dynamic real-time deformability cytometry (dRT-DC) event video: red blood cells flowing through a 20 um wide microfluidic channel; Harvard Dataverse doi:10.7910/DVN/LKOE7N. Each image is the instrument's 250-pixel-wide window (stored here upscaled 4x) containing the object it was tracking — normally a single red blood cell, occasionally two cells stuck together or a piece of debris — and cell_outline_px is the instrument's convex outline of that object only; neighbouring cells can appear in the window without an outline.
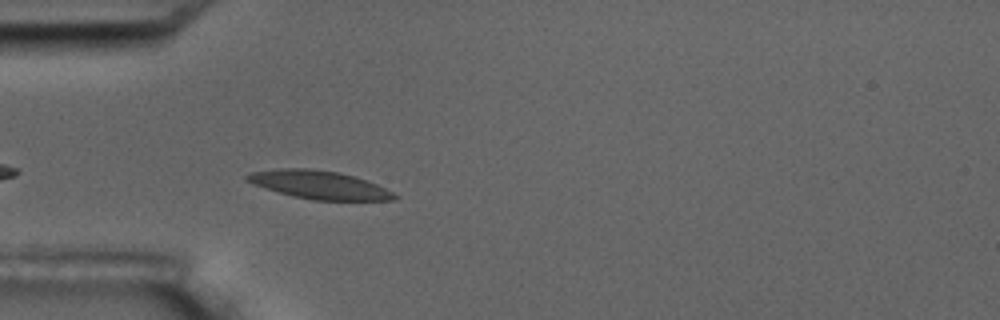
{"species": "common noctule bat (a hibernating species)", "species_latin": "Nyctalus noctula", "temperature_condition": "room temperature", "stored_images_in_passage": 4, "camera_frame_rate_fps": 3000, "um_per_image_px": 0.085, "animal": {"sex": "male", "body_mass_g": 17.5, "forearm_length_mm": 52.3}, "frame": {"image": 1, "passage_image": 4, "time_ms": 3.667, "image_size_px": [1000, 320], "cell_outline_px": [[400, 196], [396, 200], [312, 200], [292, 196], [264, 188], [252, 184], [244, 180], [244, 176], [252, 172], [276, 168], [308, 168], [340, 172], [376, 184]], "centroid_in_image_um": [27.08, 15.71], "position_along_channel_um": 57.9, "area_um2": 24.28}}